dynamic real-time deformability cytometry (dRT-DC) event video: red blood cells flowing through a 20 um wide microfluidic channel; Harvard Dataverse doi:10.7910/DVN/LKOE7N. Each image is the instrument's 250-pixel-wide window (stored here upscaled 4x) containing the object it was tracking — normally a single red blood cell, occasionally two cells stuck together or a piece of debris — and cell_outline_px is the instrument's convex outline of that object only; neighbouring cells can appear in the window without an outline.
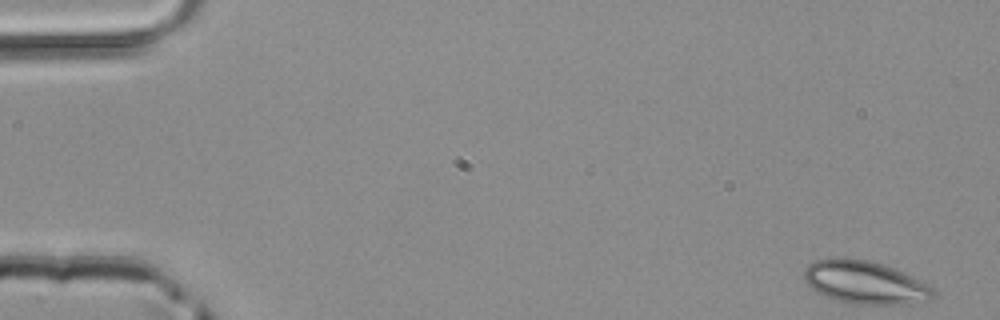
{"species": "common noctule bat (a hibernating species)", "species_latin": "Nyctalus noctula", "temperature_condition": "room temperature", "stored_images_in_passage": 49, "camera_frame_rate_fps": 3000, "um_per_image_px": 0.085, "animal": {"sex": "male", "body_mass_g": 20.4}, "frame": {"image": 1, "passage_image": 1, "time_ms": 0.0, "image_size_px": [1000, 320], "cell_outline_px": [[936, 296], [928, 300], [908, 304], [860, 304], [836, 300], [812, 288], [804, 280], [804, 268], [808, 264], [816, 260], [840, 256], [868, 260], [884, 264], [904, 272], [912, 276], [932, 288], [936, 292]], "centroid_in_image_um": [73.53, 23.98], "position_along_channel_um": 11.5, "area_um2": 32.31}}
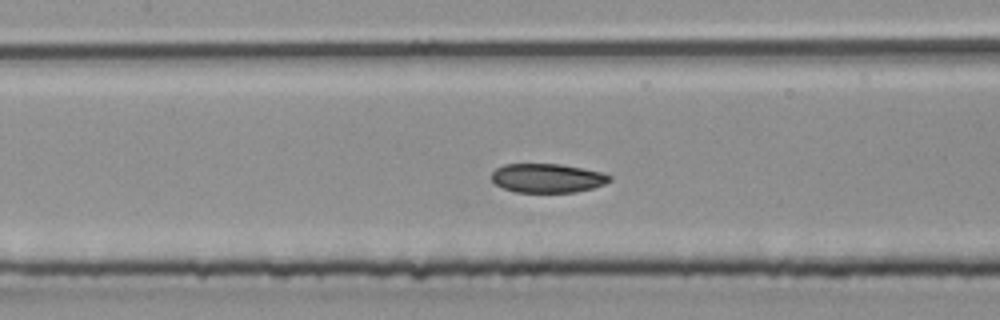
{"frame": {"image": 2, "passage_image": 22, "time_ms": 7.0, "image_size_px": [1000, 320], "cell_outline_px": [[612, 180], [604, 184], [592, 188], [576, 192], [516, 192], [504, 188], [496, 184], [492, 180], [492, 172], [496, 168], [504, 164], [560, 164], [604, 172], [612, 176]], "centroid_in_image_um": [46.55, 15.13], "position_along_channel_um": 160.8, "area_um2": 20.0}}
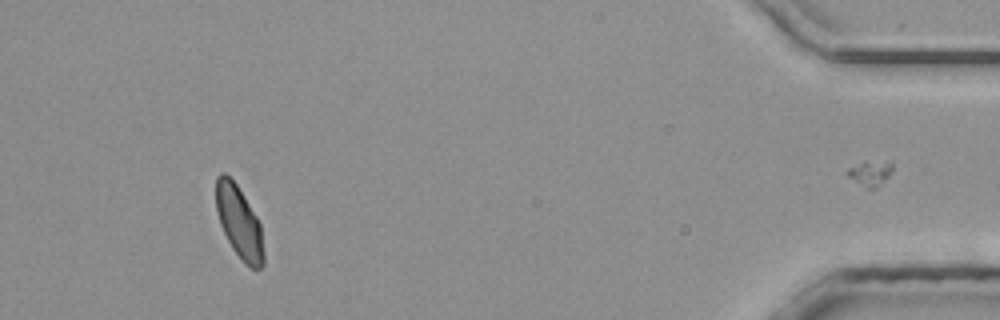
{"frame": {"image": 3, "passage_image": 45, "time_ms": 14.667, "image_size_px": [1000, 320], "cell_outline_px": [[264, 264], [260, 268], [252, 268], [244, 264], [232, 248], [220, 224], [216, 212], [216, 176], [220, 172], [224, 172], [236, 184], [256, 216], [260, 224], [264, 252]], "centroid_in_image_um": [20.32, 18.9], "position_along_channel_um": 414.9, "area_um2": 19.94}}